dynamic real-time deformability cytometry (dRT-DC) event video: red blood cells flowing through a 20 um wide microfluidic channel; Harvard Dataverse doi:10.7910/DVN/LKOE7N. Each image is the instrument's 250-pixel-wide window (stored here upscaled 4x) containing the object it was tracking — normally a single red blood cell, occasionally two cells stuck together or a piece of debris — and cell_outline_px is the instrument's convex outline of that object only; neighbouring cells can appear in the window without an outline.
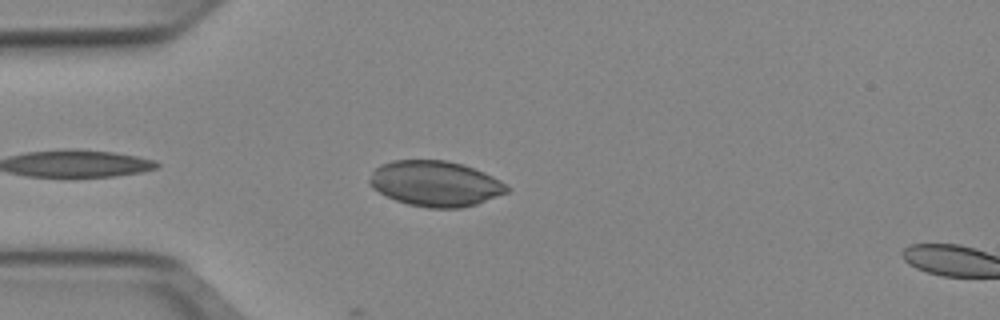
{"species": "Egyptian fruit bat (a non-hibernating species)", "species_latin": "Rousettus aegyptiacus", "temperature_condition": "cold", "stored_images_in_passage": 9, "camera_frame_rate_fps": 3000, "um_per_image_px": 0.085, "animal": {"sex": "female"}, "frame": {"image": 1, "passage_image": 4, "time_ms": 1.0, "image_size_px": [1000, 320], "cell_outline_px": [[512, 188], [508, 192], [476, 204], [460, 208], [428, 208], [408, 204], [396, 200], [372, 188], [368, 184], [368, 180], [372, 172], [380, 164], [392, 160], [444, 160], [464, 164], [484, 172], [500, 180]], "centroid_in_image_um": [37.01, 15.6], "position_along_channel_um": 48.0, "area_um2": 36.53}}
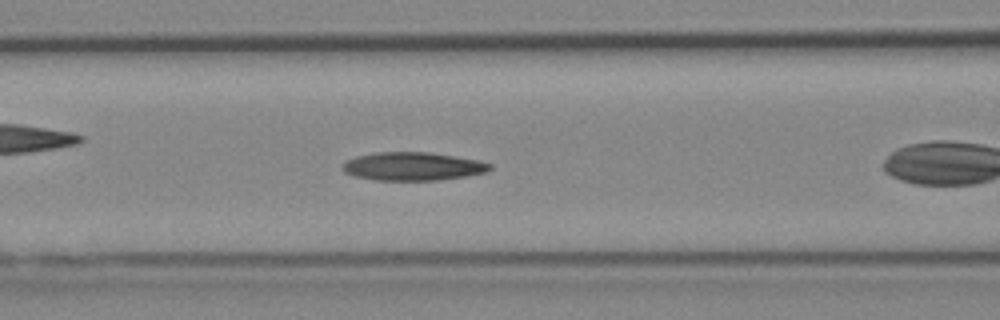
{"frame": {"image": 2, "passage_image": 8, "time_ms": 2.333, "image_size_px": [1000, 320], "cell_outline_px": [[492, 168], [488, 172], [464, 176], [436, 180], [376, 180], [356, 176], [344, 172], [340, 168], [340, 164], [344, 160], [356, 156], [376, 152], [428, 152], [480, 160], [492, 164]], "centroid_in_image_um": [35.05, 14.13], "position_along_channel_um": 131.5, "area_um2": 24.45}}